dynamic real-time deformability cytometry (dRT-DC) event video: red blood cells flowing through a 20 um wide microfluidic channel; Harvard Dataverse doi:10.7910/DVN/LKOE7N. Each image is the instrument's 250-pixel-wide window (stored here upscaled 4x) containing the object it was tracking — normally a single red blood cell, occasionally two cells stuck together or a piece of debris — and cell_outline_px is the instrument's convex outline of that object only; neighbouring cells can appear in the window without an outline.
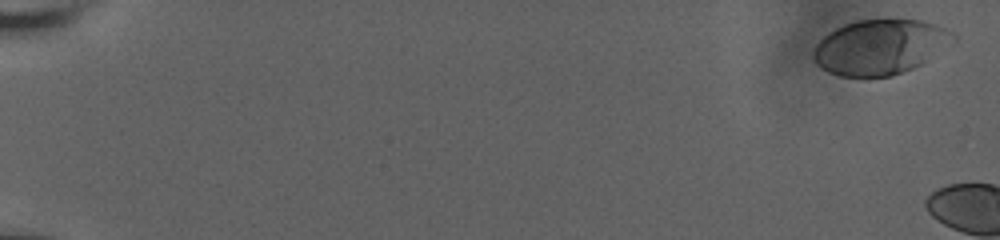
{"species": "human", "species_latin": "Homo sapiens", "temperature_condition": "room temperature", "stored_images_in_passage": 7, "camera_frame_rate_fps": 3000, "um_per_image_px": 0.085, "donor": {"sex": "male"}, "frame": {"image": 1, "passage_image": 1, "time_ms": 0.0, "image_size_px": [1000, 240], "cell_outline_px": [[956, 40], [920, 64], [912, 68], [892, 76], [840, 76], [828, 72], [816, 64], [812, 56], [812, 52], [816, 44], [828, 32], [844, 24], [860, 20], [888, 16], [924, 20], [948, 28], [956, 36]], "centroid_in_image_um": [74.82, 3.93], "position_along_channel_um": 10.2, "area_um2": 45.55}}